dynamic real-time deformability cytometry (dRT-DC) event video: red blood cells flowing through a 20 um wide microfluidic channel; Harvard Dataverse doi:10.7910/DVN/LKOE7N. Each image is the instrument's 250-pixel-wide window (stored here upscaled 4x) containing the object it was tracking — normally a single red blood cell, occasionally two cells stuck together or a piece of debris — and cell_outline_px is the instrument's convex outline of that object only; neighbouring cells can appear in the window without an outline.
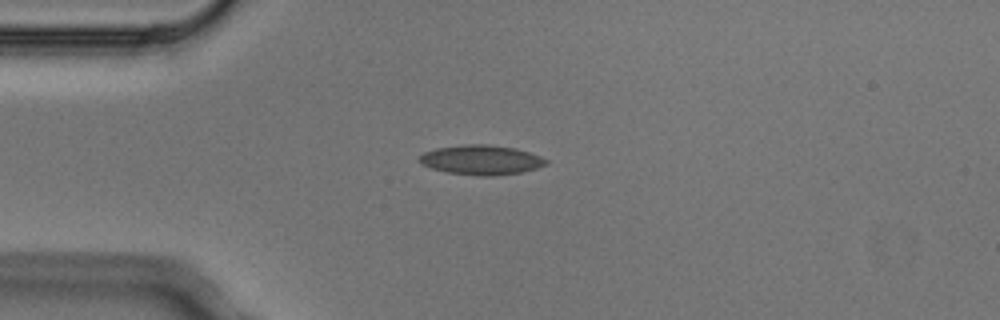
{"species": "Egyptian fruit bat (a non-hibernating species)", "species_latin": "Rousettus aegyptiacus", "temperature_condition": "cold", "stored_images_in_passage": 3, "camera_frame_rate_fps": 3000, "um_per_image_px": 0.085, "animal": {"sex": "male"}, "frame": {"image": 1, "passage_image": 2, "time_ms": 0.333, "image_size_px": [1000, 320], "cell_outline_px": [[548, 164], [536, 168], [520, 172], [492, 176], [480, 176], [448, 172], [432, 168], [420, 164], [420, 156], [424, 152], [436, 148], [468, 144], [488, 144], [516, 148], [540, 156], [548, 160]], "centroid_in_image_um": [40.92, 13.59], "position_along_channel_um": 44.1, "area_um2": 21.73}}
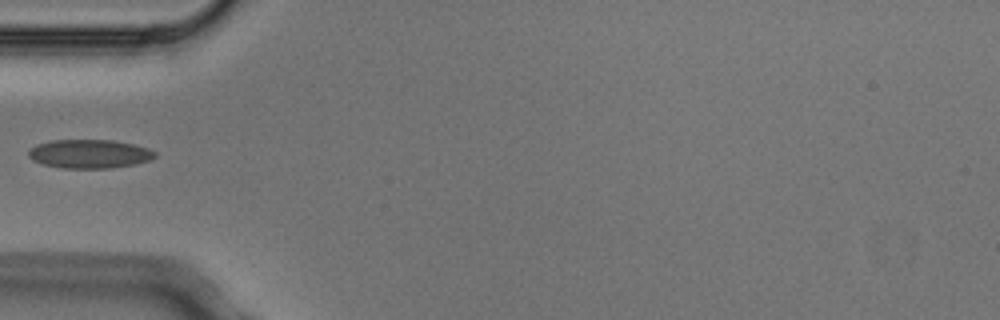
{"frame": {"image": 2, "passage_image": 3, "time_ms": 0.667, "image_size_px": [1000, 320], "cell_outline_px": [[156, 156], [148, 160], [136, 164], [112, 168], [60, 168], [44, 164], [32, 160], [28, 156], [28, 152], [36, 144], [52, 140], [112, 140], [132, 144], [148, 148], [156, 152]], "centroid_in_image_um": [7.59, 13.08], "position_along_channel_um": 77.4, "area_um2": 21.15}}